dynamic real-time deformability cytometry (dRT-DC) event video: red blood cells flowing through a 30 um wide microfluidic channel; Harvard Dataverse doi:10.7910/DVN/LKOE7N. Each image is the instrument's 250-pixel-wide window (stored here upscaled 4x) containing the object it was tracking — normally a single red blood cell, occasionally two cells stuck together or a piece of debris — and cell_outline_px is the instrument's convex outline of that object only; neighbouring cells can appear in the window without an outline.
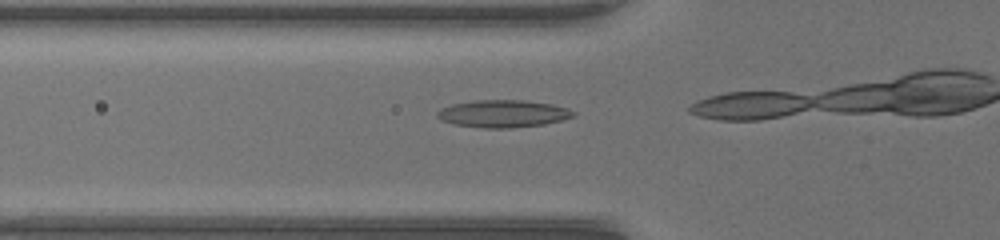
{"species": "common noctule bat (a hibernating species)", "species_latin": "Nyctalus noctula", "temperature_condition": "warm", "stored_images_in_passage": 17, "camera_frame_rate_fps": 3000, "um_per_image_px": 0.085, "animal": {"sex": "female", "body_mass_g": 17.0, "forearm_length_mm": 48.0}, "frame": {"image": 1, "passage_image": 15, "time_ms": 4.667, "image_size_px": [1000, 240], "cell_outline_px": [[576, 112], [572, 116], [560, 120], [544, 124], [508, 128], [484, 128], [452, 124], [436, 116], [436, 112], [440, 108], [452, 104], [476, 100], [524, 100], [548, 104], [564, 108]], "centroid_in_image_um": [42.68, 9.66], "position_along_channel_um": 83.1, "area_um2": 21.39}}